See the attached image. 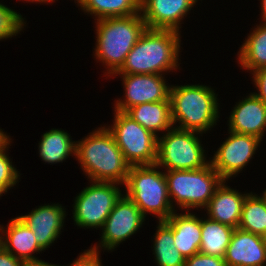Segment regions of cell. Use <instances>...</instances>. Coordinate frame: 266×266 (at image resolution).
I'll return each mask as SVG.
<instances>
[{
  "label": "cell",
  "mask_w": 266,
  "mask_h": 266,
  "mask_svg": "<svg viewBox=\"0 0 266 266\" xmlns=\"http://www.w3.org/2000/svg\"><path fill=\"white\" fill-rule=\"evenodd\" d=\"M26 1V0H25ZM28 2L29 1H32V2H39V3H46V2H50V1H54V0H27Z\"/></svg>",
  "instance_id": "cell-36"
},
{
  "label": "cell",
  "mask_w": 266,
  "mask_h": 266,
  "mask_svg": "<svg viewBox=\"0 0 266 266\" xmlns=\"http://www.w3.org/2000/svg\"><path fill=\"white\" fill-rule=\"evenodd\" d=\"M173 230L175 248L185 259L199 252L201 243V219L190 212H174L165 221Z\"/></svg>",
  "instance_id": "cell-19"
},
{
  "label": "cell",
  "mask_w": 266,
  "mask_h": 266,
  "mask_svg": "<svg viewBox=\"0 0 266 266\" xmlns=\"http://www.w3.org/2000/svg\"><path fill=\"white\" fill-rule=\"evenodd\" d=\"M252 74L259 92L254 94L266 104V66L255 70Z\"/></svg>",
  "instance_id": "cell-31"
},
{
  "label": "cell",
  "mask_w": 266,
  "mask_h": 266,
  "mask_svg": "<svg viewBox=\"0 0 266 266\" xmlns=\"http://www.w3.org/2000/svg\"><path fill=\"white\" fill-rule=\"evenodd\" d=\"M114 115V124L107 129L112 133L126 161L131 166L155 165L158 137L125 112L115 111Z\"/></svg>",
  "instance_id": "cell-8"
},
{
  "label": "cell",
  "mask_w": 266,
  "mask_h": 266,
  "mask_svg": "<svg viewBox=\"0 0 266 266\" xmlns=\"http://www.w3.org/2000/svg\"><path fill=\"white\" fill-rule=\"evenodd\" d=\"M62 205H44L19 218L33 231L38 245L45 250L59 237L65 219Z\"/></svg>",
  "instance_id": "cell-15"
},
{
  "label": "cell",
  "mask_w": 266,
  "mask_h": 266,
  "mask_svg": "<svg viewBox=\"0 0 266 266\" xmlns=\"http://www.w3.org/2000/svg\"><path fill=\"white\" fill-rule=\"evenodd\" d=\"M117 184L92 181L90 186L76 196L73 219L77 226L102 229L117 200L122 196Z\"/></svg>",
  "instance_id": "cell-9"
},
{
  "label": "cell",
  "mask_w": 266,
  "mask_h": 266,
  "mask_svg": "<svg viewBox=\"0 0 266 266\" xmlns=\"http://www.w3.org/2000/svg\"><path fill=\"white\" fill-rule=\"evenodd\" d=\"M6 192L7 191L0 185V196H2V194Z\"/></svg>",
  "instance_id": "cell-37"
},
{
  "label": "cell",
  "mask_w": 266,
  "mask_h": 266,
  "mask_svg": "<svg viewBox=\"0 0 266 266\" xmlns=\"http://www.w3.org/2000/svg\"><path fill=\"white\" fill-rule=\"evenodd\" d=\"M154 238L153 254L158 266H184L185 257L175 248L172 228L165 222H158Z\"/></svg>",
  "instance_id": "cell-25"
},
{
  "label": "cell",
  "mask_w": 266,
  "mask_h": 266,
  "mask_svg": "<svg viewBox=\"0 0 266 266\" xmlns=\"http://www.w3.org/2000/svg\"><path fill=\"white\" fill-rule=\"evenodd\" d=\"M145 217L139 207L125 194L117 200L102 227L101 246L112 250L142 226Z\"/></svg>",
  "instance_id": "cell-10"
},
{
  "label": "cell",
  "mask_w": 266,
  "mask_h": 266,
  "mask_svg": "<svg viewBox=\"0 0 266 266\" xmlns=\"http://www.w3.org/2000/svg\"><path fill=\"white\" fill-rule=\"evenodd\" d=\"M197 0H140V12L149 29L174 30Z\"/></svg>",
  "instance_id": "cell-13"
},
{
  "label": "cell",
  "mask_w": 266,
  "mask_h": 266,
  "mask_svg": "<svg viewBox=\"0 0 266 266\" xmlns=\"http://www.w3.org/2000/svg\"><path fill=\"white\" fill-rule=\"evenodd\" d=\"M225 180L216 189L207 206L205 207L209 219L238 228L242 207L246 196L225 185Z\"/></svg>",
  "instance_id": "cell-17"
},
{
  "label": "cell",
  "mask_w": 266,
  "mask_h": 266,
  "mask_svg": "<svg viewBox=\"0 0 266 266\" xmlns=\"http://www.w3.org/2000/svg\"><path fill=\"white\" fill-rule=\"evenodd\" d=\"M21 14L0 3V40L16 36L25 26Z\"/></svg>",
  "instance_id": "cell-27"
},
{
  "label": "cell",
  "mask_w": 266,
  "mask_h": 266,
  "mask_svg": "<svg viewBox=\"0 0 266 266\" xmlns=\"http://www.w3.org/2000/svg\"><path fill=\"white\" fill-rule=\"evenodd\" d=\"M125 113L157 137L158 131H168L173 127L170 101L139 104Z\"/></svg>",
  "instance_id": "cell-20"
},
{
  "label": "cell",
  "mask_w": 266,
  "mask_h": 266,
  "mask_svg": "<svg viewBox=\"0 0 266 266\" xmlns=\"http://www.w3.org/2000/svg\"><path fill=\"white\" fill-rule=\"evenodd\" d=\"M260 25L249 34L238 53L242 68L253 72L266 66V22Z\"/></svg>",
  "instance_id": "cell-23"
},
{
  "label": "cell",
  "mask_w": 266,
  "mask_h": 266,
  "mask_svg": "<svg viewBox=\"0 0 266 266\" xmlns=\"http://www.w3.org/2000/svg\"><path fill=\"white\" fill-rule=\"evenodd\" d=\"M155 165L131 166L125 183L126 195L139 207L142 215L153 213L166 221L175 211L164 172Z\"/></svg>",
  "instance_id": "cell-5"
},
{
  "label": "cell",
  "mask_w": 266,
  "mask_h": 266,
  "mask_svg": "<svg viewBox=\"0 0 266 266\" xmlns=\"http://www.w3.org/2000/svg\"><path fill=\"white\" fill-rule=\"evenodd\" d=\"M263 196L266 198V189H265V191L263 192Z\"/></svg>",
  "instance_id": "cell-39"
},
{
  "label": "cell",
  "mask_w": 266,
  "mask_h": 266,
  "mask_svg": "<svg viewBox=\"0 0 266 266\" xmlns=\"http://www.w3.org/2000/svg\"><path fill=\"white\" fill-rule=\"evenodd\" d=\"M261 12H262V19L266 22V0H261Z\"/></svg>",
  "instance_id": "cell-35"
},
{
  "label": "cell",
  "mask_w": 266,
  "mask_h": 266,
  "mask_svg": "<svg viewBox=\"0 0 266 266\" xmlns=\"http://www.w3.org/2000/svg\"><path fill=\"white\" fill-rule=\"evenodd\" d=\"M166 171L169 196L181 209L205 208L224 181L211 163L201 169Z\"/></svg>",
  "instance_id": "cell-6"
},
{
  "label": "cell",
  "mask_w": 266,
  "mask_h": 266,
  "mask_svg": "<svg viewBox=\"0 0 266 266\" xmlns=\"http://www.w3.org/2000/svg\"><path fill=\"white\" fill-rule=\"evenodd\" d=\"M98 247L101 246H93L86 250L70 266H102Z\"/></svg>",
  "instance_id": "cell-30"
},
{
  "label": "cell",
  "mask_w": 266,
  "mask_h": 266,
  "mask_svg": "<svg viewBox=\"0 0 266 266\" xmlns=\"http://www.w3.org/2000/svg\"><path fill=\"white\" fill-rule=\"evenodd\" d=\"M3 248V245H2V236L0 235V249Z\"/></svg>",
  "instance_id": "cell-38"
},
{
  "label": "cell",
  "mask_w": 266,
  "mask_h": 266,
  "mask_svg": "<svg viewBox=\"0 0 266 266\" xmlns=\"http://www.w3.org/2000/svg\"><path fill=\"white\" fill-rule=\"evenodd\" d=\"M83 139L76 141L75 157L88 178L125 185L131 165L107 127L98 128Z\"/></svg>",
  "instance_id": "cell-1"
},
{
  "label": "cell",
  "mask_w": 266,
  "mask_h": 266,
  "mask_svg": "<svg viewBox=\"0 0 266 266\" xmlns=\"http://www.w3.org/2000/svg\"><path fill=\"white\" fill-rule=\"evenodd\" d=\"M224 260L226 266H265V237L235 228Z\"/></svg>",
  "instance_id": "cell-14"
},
{
  "label": "cell",
  "mask_w": 266,
  "mask_h": 266,
  "mask_svg": "<svg viewBox=\"0 0 266 266\" xmlns=\"http://www.w3.org/2000/svg\"><path fill=\"white\" fill-rule=\"evenodd\" d=\"M238 228L260 236H266V198L249 193L242 207Z\"/></svg>",
  "instance_id": "cell-26"
},
{
  "label": "cell",
  "mask_w": 266,
  "mask_h": 266,
  "mask_svg": "<svg viewBox=\"0 0 266 266\" xmlns=\"http://www.w3.org/2000/svg\"><path fill=\"white\" fill-rule=\"evenodd\" d=\"M78 5L97 19L126 17L140 13V0H76Z\"/></svg>",
  "instance_id": "cell-24"
},
{
  "label": "cell",
  "mask_w": 266,
  "mask_h": 266,
  "mask_svg": "<svg viewBox=\"0 0 266 266\" xmlns=\"http://www.w3.org/2000/svg\"><path fill=\"white\" fill-rule=\"evenodd\" d=\"M95 23L97 43L94 55L107 66L110 76L122 67L147 27L141 12L126 17H107Z\"/></svg>",
  "instance_id": "cell-3"
},
{
  "label": "cell",
  "mask_w": 266,
  "mask_h": 266,
  "mask_svg": "<svg viewBox=\"0 0 266 266\" xmlns=\"http://www.w3.org/2000/svg\"><path fill=\"white\" fill-rule=\"evenodd\" d=\"M234 229L209 218L201 219V243L199 252L224 258Z\"/></svg>",
  "instance_id": "cell-21"
},
{
  "label": "cell",
  "mask_w": 266,
  "mask_h": 266,
  "mask_svg": "<svg viewBox=\"0 0 266 266\" xmlns=\"http://www.w3.org/2000/svg\"><path fill=\"white\" fill-rule=\"evenodd\" d=\"M1 130L2 129H0V148L10 139L9 136Z\"/></svg>",
  "instance_id": "cell-34"
},
{
  "label": "cell",
  "mask_w": 266,
  "mask_h": 266,
  "mask_svg": "<svg viewBox=\"0 0 266 266\" xmlns=\"http://www.w3.org/2000/svg\"><path fill=\"white\" fill-rule=\"evenodd\" d=\"M125 90L124 100L115 102V111L126 112L143 103L170 101V86L159 74H121Z\"/></svg>",
  "instance_id": "cell-12"
},
{
  "label": "cell",
  "mask_w": 266,
  "mask_h": 266,
  "mask_svg": "<svg viewBox=\"0 0 266 266\" xmlns=\"http://www.w3.org/2000/svg\"><path fill=\"white\" fill-rule=\"evenodd\" d=\"M10 140L11 139L0 148V185L6 191L16 185L19 177L18 171L5 153L6 149L8 150V145H10Z\"/></svg>",
  "instance_id": "cell-28"
},
{
  "label": "cell",
  "mask_w": 266,
  "mask_h": 266,
  "mask_svg": "<svg viewBox=\"0 0 266 266\" xmlns=\"http://www.w3.org/2000/svg\"><path fill=\"white\" fill-rule=\"evenodd\" d=\"M230 136L209 161L212 167L226 181L242 171L255 154L261 139L246 134L229 131Z\"/></svg>",
  "instance_id": "cell-11"
},
{
  "label": "cell",
  "mask_w": 266,
  "mask_h": 266,
  "mask_svg": "<svg viewBox=\"0 0 266 266\" xmlns=\"http://www.w3.org/2000/svg\"><path fill=\"white\" fill-rule=\"evenodd\" d=\"M6 229L0 226V231L5 234L2 245L6 251L24 264L42 261L32 254L43 249L38 245L33 231L19 217L13 218Z\"/></svg>",
  "instance_id": "cell-18"
},
{
  "label": "cell",
  "mask_w": 266,
  "mask_h": 266,
  "mask_svg": "<svg viewBox=\"0 0 266 266\" xmlns=\"http://www.w3.org/2000/svg\"><path fill=\"white\" fill-rule=\"evenodd\" d=\"M0 266H24V263L8 251H6L4 248H1Z\"/></svg>",
  "instance_id": "cell-32"
},
{
  "label": "cell",
  "mask_w": 266,
  "mask_h": 266,
  "mask_svg": "<svg viewBox=\"0 0 266 266\" xmlns=\"http://www.w3.org/2000/svg\"><path fill=\"white\" fill-rule=\"evenodd\" d=\"M197 134L199 132L176 126L169 129L163 137L157 139L155 164L167 170H194L208 165L210 162L205 161V150Z\"/></svg>",
  "instance_id": "cell-7"
},
{
  "label": "cell",
  "mask_w": 266,
  "mask_h": 266,
  "mask_svg": "<svg viewBox=\"0 0 266 266\" xmlns=\"http://www.w3.org/2000/svg\"><path fill=\"white\" fill-rule=\"evenodd\" d=\"M64 130L52 129L42 135L39 155L48 163L63 162L69 155L76 156V142Z\"/></svg>",
  "instance_id": "cell-22"
},
{
  "label": "cell",
  "mask_w": 266,
  "mask_h": 266,
  "mask_svg": "<svg viewBox=\"0 0 266 266\" xmlns=\"http://www.w3.org/2000/svg\"><path fill=\"white\" fill-rule=\"evenodd\" d=\"M228 125L229 131L262 139L266 131V104L251 93L236 104Z\"/></svg>",
  "instance_id": "cell-16"
},
{
  "label": "cell",
  "mask_w": 266,
  "mask_h": 266,
  "mask_svg": "<svg viewBox=\"0 0 266 266\" xmlns=\"http://www.w3.org/2000/svg\"><path fill=\"white\" fill-rule=\"evenodd\" d=\"M24 266H59V265L49 264L44 261H39V262L26 263L24 264Z\"/></svg>",
  "instance_id": "cell-33"
},
{
  "label": "cell",
  "mask_w": 266,
  "mask_h": 266,
  "mask_svg": "<svg viewBox=\"0 0 266 266\" xmlns=\"http://www.w3.org/2000/svg\"><path fill=\"white\" fill-rule=\"evenodd\" d=\"M171 119L176 128L202 134L216 125L219 118L217 95L204 85L172 86L169 91ZM215 124V125H214Z\"/></svg>",
  "instance_id": "cell-4"
},
{
  "label": "cell",
  "mask_w": 266,
  "mask_h": 266,
  "mask_svg": "<svg viewBox=\"0 0 266 266\" xmlns=\"http://www.w3.org/2000/svg\"><path fill=\"white\" fill-rule=\"evenodd\" d=\"M184 266H226L223 257L196 253L185 260Z\"/></svg>",
  "instance_id": "cell-29"
},
{
  "label": "cell",
  "mask_w": 266,
  "mask_h": 266,
  "mask_svg": "<svg viewBox=\"0 0 266 266\" xmlns=\"http://www.w3.org/2000/svg\"><path fill=\"white\" fill-rule=\"evenodd\" d=\"M178 31L146 28L114 74H159L177 69L180 52ZM178 65V66H177Z\"/></svg>",
  "instance_id": "cell-2"
}]
</instances>
